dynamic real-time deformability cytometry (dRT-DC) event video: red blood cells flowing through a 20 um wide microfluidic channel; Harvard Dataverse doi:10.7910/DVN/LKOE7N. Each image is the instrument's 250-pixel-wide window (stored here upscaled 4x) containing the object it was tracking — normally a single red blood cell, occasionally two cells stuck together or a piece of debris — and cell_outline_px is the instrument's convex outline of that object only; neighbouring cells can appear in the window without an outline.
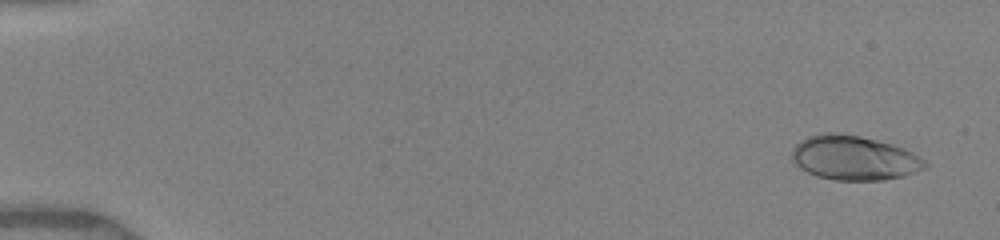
{"species": "human", "species_latin": "Homo sapiens", "temperature_condition": "warm", "stored_images_in_passage": 40, "camera_frame_rate_fps": 3000, "um_per_image_px": 0.085, "donor": {"sex": "female"}, "frame": {"image": 1, "passage_image": 3, "time_ms": 0.667, "image_size_px": [1000, 240], "cell_outline_px": [[928, 164], [924, 168], [904, 176], [884, 180], [836, 180], [816, 176], [800, 168], [792, 160], [792, 148], [800, 140], [808, 136], [828, 132], [832, 132], [860, 136], [892, 144], [904, 148], [920, 156]], "centroid_in_image_um": [72.59, 13.42], "position_along_channel_um": 12.4, "area_um2": 34.45}}
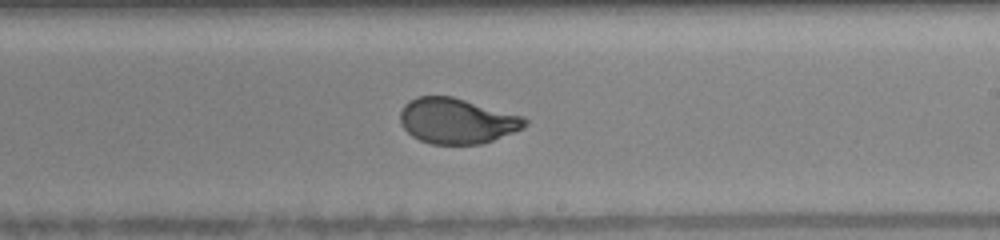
{"frame": {"image": 2, "passage_image": 25, "time_ms": 10.333, "image_size_px": [1000, 240], "cell_outline_px": [[528, 124], [524, 128], [484, 144], [432, 144], [420, 140], [412, 136], [400, 124], [400, 112], [404, 104], [408, 100], [416, 96], [452, 96], [524, 116], [528, 120]], "centroid_in_image_um": [38.84, 10.27], "position_along_channel_um": 250.2, "area_um2": 33.35}}
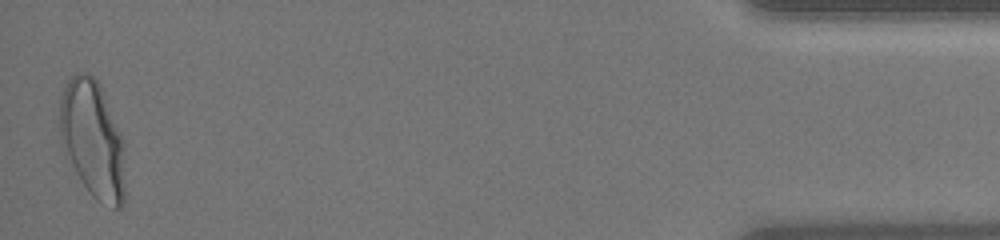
{"frame": {"image": 3, "passage_image": 40, "time_ms": 16.667, "image_size_px": [1000, 240], "cell_outline_px": [[124, 204], [120, 208], [116, 208], [96, 200], [92, 196], [80, 180], [60, 144], [60, 96], [68, 80], [76, 72], [84, 72], [92, 76], [96, 80], [104, 96], [124, 144]], "centroid_in_image_um": [7.85, 11.87], "position_along_channel_um": 427.3, "area_um2": 44.27}, "authors_computed_cell_mechanics": {"area_um2": 33.7552, "velocity_mm_per_s": 3.9888, "shape_relaxation_time_tau1_ms": 6.3714, "shape_relaxation_time_tau2_ms": null, "deformation_change_tau1": 0.2151, "deformation_change_tau2": null}}